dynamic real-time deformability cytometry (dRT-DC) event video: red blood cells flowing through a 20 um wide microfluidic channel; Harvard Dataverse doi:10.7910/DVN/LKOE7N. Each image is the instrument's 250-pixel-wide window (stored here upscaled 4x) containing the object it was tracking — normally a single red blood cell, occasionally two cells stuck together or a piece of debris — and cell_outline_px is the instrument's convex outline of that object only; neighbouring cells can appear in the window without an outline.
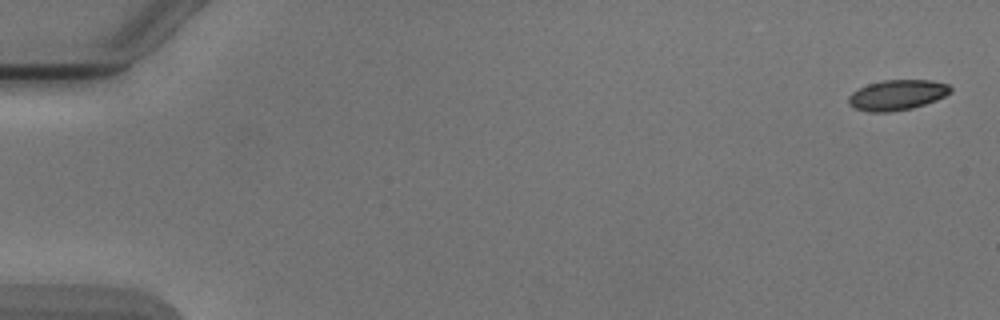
{"species": "Egyptian fruit bat (a non-hibernating species)", "species_latin": "Rousettus aegyptiacus", "temperature_condition": "cold", "stored_images_in_passage": 5, "camera_frame_rate_fps": 3000, "um_per_image_px": 0.085, "animal": {"sex": "male"}, "frame": {"image": 1, "passage_image": 1, "time_ms": 0.0, "image_size_px": [1000, 320], "cell_outline_px": [[952, 92], [936, 100], [912, 108], [888, 112], [868, 112], [856, 108], [848, 104], [848, 96], [852, 92], [868, 84], [884, 80], [932, 80], [948, 84], [952, 88]], "centroid_in_image_um": [76.26, 8.07], "position_along_channel_um": 8.7, "area_um2": 17.98}}
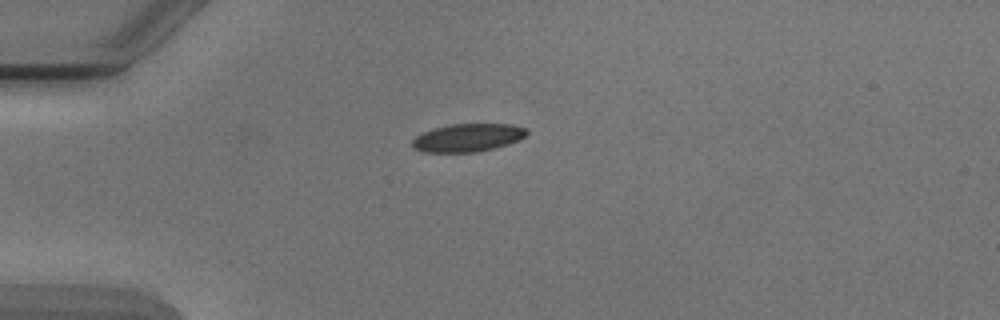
{"frame": {"image": 2, "passage_image": 4, "time_ms": 4.333, "image_size_px": [1000, 320], "cell_outline_px": [[528, 132], [524, 136], [516, 140], [492, 148], [476, 152], [424, 152], [412, 148], [412, 140], [416, 136], [424, 132], [448, 124], [512, 124], [524, 128]], "centroid_in_image_um": [39.7, 11.7], "position_along_channel_um": 45.3, "area_um2": 18.32}}